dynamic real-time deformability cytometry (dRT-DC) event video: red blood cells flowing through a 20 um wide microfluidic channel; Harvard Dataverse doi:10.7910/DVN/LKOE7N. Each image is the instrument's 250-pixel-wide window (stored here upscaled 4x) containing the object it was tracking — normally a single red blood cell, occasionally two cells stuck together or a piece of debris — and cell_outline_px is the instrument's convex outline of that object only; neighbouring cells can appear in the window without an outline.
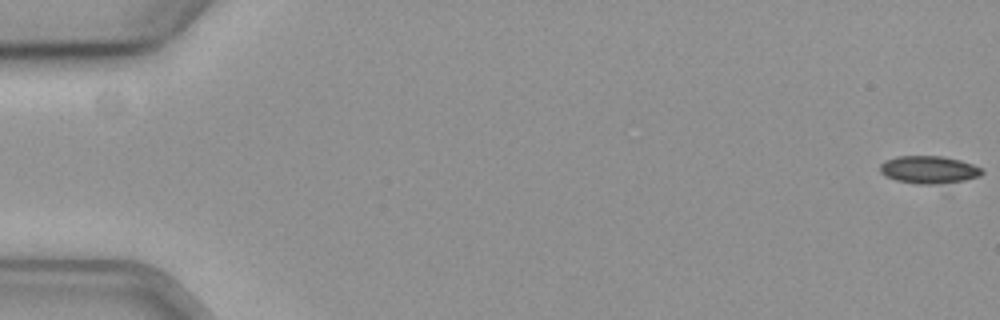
{"species": "common noctule bat (a hibernating species)", "species_latin": "Nyctalus noctula", "temperature_condition": "cold", "stored_images_in_passage": 18, "camera_frame_rate_fps": 3000, "um_per_image_px": 0.085, "animal": {"sex": "female", "body_mass_g": 19.3, "forearm_length_mm": 54.1}, "frame": {"image": 1, "passage_image": 1, "time_ms": 0.0, "image_size_px": [1000, 320], "cell_outline_px": [[984, 172], [980, 176], [964, 180], [936, 184], [920, 184], [896, 180], [884, 176], [880, 172], [880, 164], [884, 160], [896, 156], [940, 156], [960, 160], [972, 164], [980, 168]], "centroid_in_image_um": [78.91, 14.42], "position_along_channel_um": 6.1, "area_um2": 16.36}}